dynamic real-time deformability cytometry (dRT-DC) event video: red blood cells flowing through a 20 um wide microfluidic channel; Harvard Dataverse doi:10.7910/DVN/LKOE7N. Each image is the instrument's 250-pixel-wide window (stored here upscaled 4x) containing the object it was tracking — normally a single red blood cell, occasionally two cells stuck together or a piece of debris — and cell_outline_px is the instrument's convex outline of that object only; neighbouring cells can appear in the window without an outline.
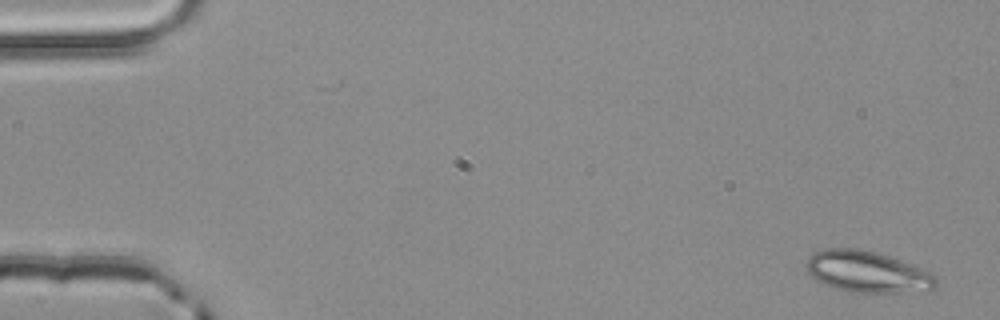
{"species": "common noctule bat (a hibernating species)", "species_latin": "Nyctalus noctula", "temperature_condition": "room temperature", "stored_images_in_passage": 5, "camera_frame_rate_fps": 3000, "um_per_image_px": 0.085, "animal": {"sex": "male", "body_mass_g": 20.4}, "frame": {"image": 1, "passage_image": 1, "time_ms": 0.0, "image_size_px": [1000, 320], "cell_outline_px": [[936, 284], [932, 288], [900, 292], [852, 292], [836, 288], [816, 280], [808, 272], [808, 256], [824, 248], [856, 248], [876, 252], [888, 256], [920, 268], [936, 276]], "centroid_in_image_um": [73.67, 23.09], "position_along_channel_um": 11.3, "area_um2": 30.46}}
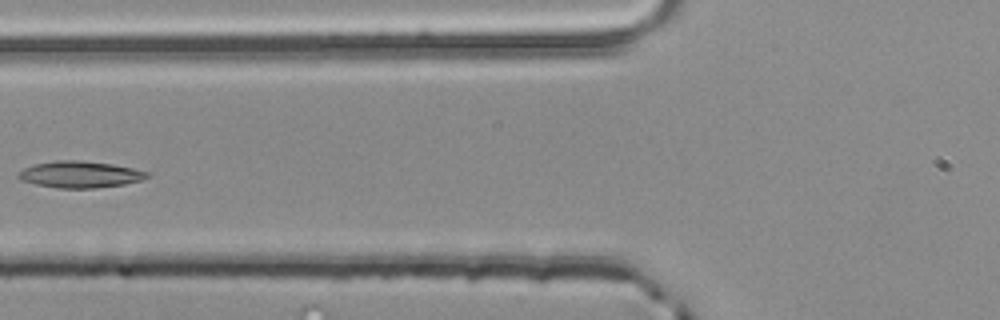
{"frame": {"image": 2, "passage_image": 5, "time_ms": 1.333, "image_size_px": [1000, 320], "cell_outline_px": [[152, 176], [140, 180], [124, 184], [96, 188], [60, 188], [36, 184], [20, 180], [16, 176], [24, 168], [36, 164], [56, 160], [80, 160], [112, 164], [132, 168], [148, 172]], "centroid_in_image_um": [6.81, 14.83], "position_along_channel_um": 119.0, "area_um2": 19.83}}